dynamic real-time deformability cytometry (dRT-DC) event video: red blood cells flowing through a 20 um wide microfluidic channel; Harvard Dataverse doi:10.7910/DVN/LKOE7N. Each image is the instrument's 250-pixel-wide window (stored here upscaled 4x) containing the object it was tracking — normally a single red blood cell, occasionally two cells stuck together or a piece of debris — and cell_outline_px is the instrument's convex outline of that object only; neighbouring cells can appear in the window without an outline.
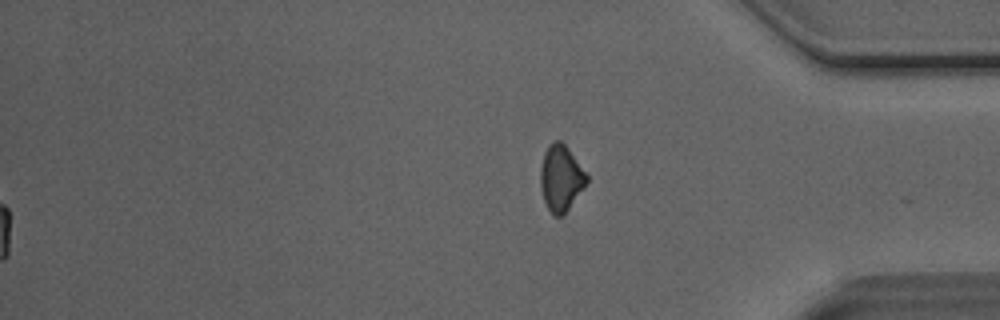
{"species": "Egyptian fruit bat (a non-hibernating species)", "species_latin": "Rousettus aegyptiacus", "temperature_condition": "room temperature", "stored_images_in_passage": 25, "segment_of_instrument_passage": [2, 2], "camera_frame_rate_fps": 3000, "um_per_image_px": 0.085, "animal": {"sex": "male"}, "frame": {"image": 1, "passage_image": 25, "time_ms": 8.0, "image_size_px": [1000, 320], "cell_outline_px": [[588, 180], [568, 208], [560, 216], [552, 216], [544, 200], [540, 184], [540, 168], [544, 152], [548, 144], [556, 140], [560, 140], [564, 144], [588, 176]], "centroid_in_image_um": [47.64, 15.12], "position_along_channel_um": 387.6, "area_um2": 17.34}}